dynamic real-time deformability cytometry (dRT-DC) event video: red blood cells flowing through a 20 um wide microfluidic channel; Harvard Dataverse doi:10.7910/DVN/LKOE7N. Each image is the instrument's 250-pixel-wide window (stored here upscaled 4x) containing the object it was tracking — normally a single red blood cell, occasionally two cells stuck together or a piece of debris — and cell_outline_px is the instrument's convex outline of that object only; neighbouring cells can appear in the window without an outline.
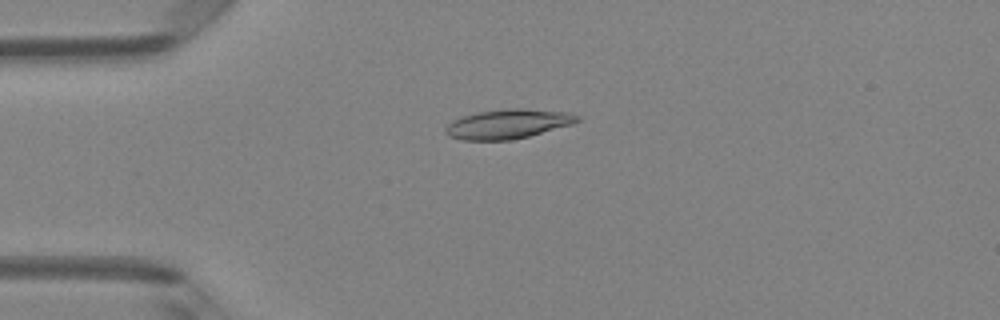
{"species": "Egyptian fruit bat (a non-hibernating species)", "species_latin": "Rousettus aegyptiacus", "temperature_condition": "room temperature", "stored_images_in_passage": 5, "camera_frame_rate_fps": 3000, "um_per_image_px": 0.085, "animal": {"sex": "female"}, "frame": {"image": 1, "passage_image": 2, "time_ms": 0.333, "image_size_px": [1000, 320], "cell_outline_px": [[580, 120], [572, 124], [528, 136], [512, 140], [464, 140], [448, 136], [444, 132], [444, 128], [452, 120], [460, 116], [476, 112], [508, 108], [524, 108], [568, 112], [580, 116]], "centroid_in_image_um": [43.14, 10.53], "position_along_channel_um": 41.9, "area_um2": 22.77}}
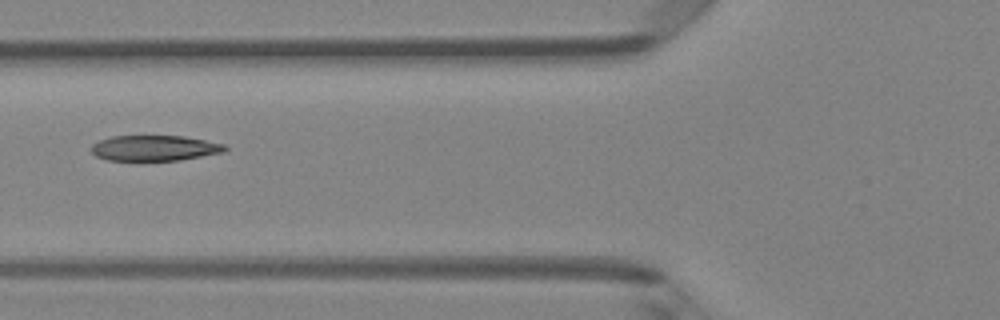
{"frame": {"image": 2, "passage_image": 4, "time_ms": 1.0, "image_size_px": [1000, 320], "cell_outline_px": [[228, 148], [224, 152], [180, 160], [108, 160], [96, 156], [88, 148], [92, 144], [100, 140], [112, 136], [184, 136], [228, 144]], "centroid_in_image_um": [13.16, 12.58], "position_along_channel_um": 112.6, "area_um2": 20.0}}
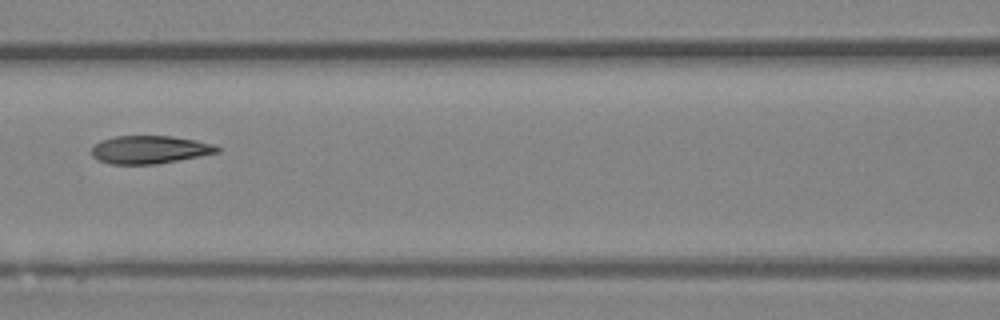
{"frame": {"image": 3, "passage_image": 5, "time_ms": 1.333, "image_size_px": [1000, 320], "cell_outline_px": [[220, 152], [200, 156], [156, 164], [112, 164], [100, 160], [92, 156], [92, 148], [100, 140], [112, 136], [172, 136], [196, 140], [212, 144], [220, 148]], "centroid_in_image_um": [12.72, 12.71], "position_along_channel_um": 153.9, "area_um2": 20.4}}